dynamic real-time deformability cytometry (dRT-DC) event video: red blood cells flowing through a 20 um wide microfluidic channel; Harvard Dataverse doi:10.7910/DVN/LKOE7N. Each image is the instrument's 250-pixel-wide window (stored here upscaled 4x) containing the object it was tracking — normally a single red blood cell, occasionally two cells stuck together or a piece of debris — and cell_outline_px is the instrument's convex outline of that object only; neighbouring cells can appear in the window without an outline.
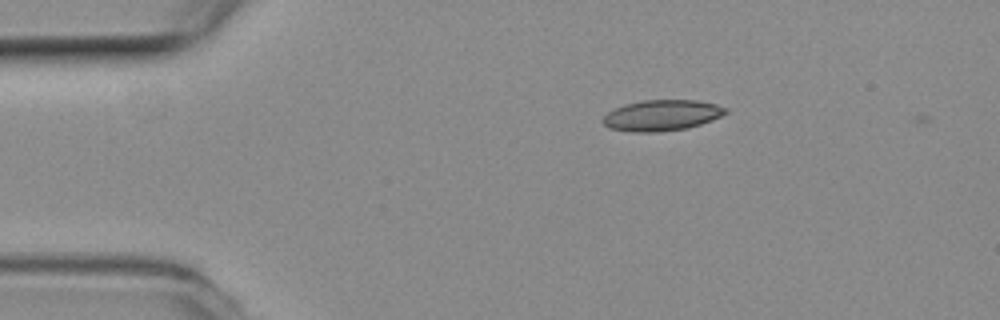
{"species": "common noctule bat (a hibernating species)", "species_latin": "Nyctalus noctula", "temperature_condition": "room temperature", "stored_images_in_passage": 4, "camera_frame_rate_fps": 3000, "um_per_image_px": 0.085, "animal": {"sex": "female", "body_mass_g": 19.3, "forearm_length_mm": 54.1}, "frame": {"image": 1, "passage_image": 3, "time_ms": 0.667, "image_size_px": [1000, 320], "cell_outline_px": [[728, 112], [712, 120], [688, 128], [656, 132], [632, 132], [608, 128], [600, 120], [608, 112], [624, 104], [644, 100], [696, 100], [716, 104], [728, 108]], "centroid_in_image_um": [56.24, 9.8], "position_along_channel_um": 28.8, "area_um2": 22.14}}